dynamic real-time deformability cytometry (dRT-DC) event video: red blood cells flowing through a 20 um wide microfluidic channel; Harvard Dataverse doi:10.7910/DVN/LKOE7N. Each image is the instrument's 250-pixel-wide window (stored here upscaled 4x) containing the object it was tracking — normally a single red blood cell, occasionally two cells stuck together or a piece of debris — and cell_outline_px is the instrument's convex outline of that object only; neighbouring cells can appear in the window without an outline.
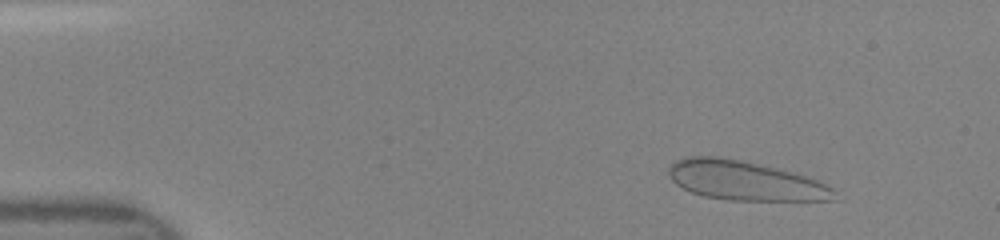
{"species": "human", "species_latin": "Homo sapiens", "temperature_condition": "room temperature", "stored_images_in_passage": 39, "camera_frame_rate_fps": 3000, "um_per_image_px": 0.085, "donor": {"sex": "female"}, "frame": {"image": 1, "passage_image": 5, "time_ms": 1.333, "image_size_px": [1000, 240], "cell_outline_px": [[836, 200], [728, 200], [704, 196], [692, 192], [676, 184], [668, 176], [668, 168], [676, 160], [688, 156], [716, 156], [740, 160], [776, 168], [792, 172], [820, 180], [832, 188], [836, 192]], "centroid_in_image_um": [63.32, 15.35], "position_along_channel_um": 21.7, "area_um2": 37.86}}
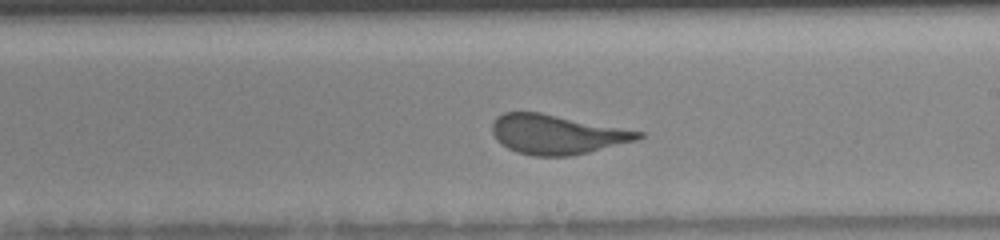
{"frame": {"image": 2, "passage_image": 27, "time_ms": 8.667, "image_size_px": [1000, 240], "cell_outline_px": [[644, 136], [636, 140], [572, 156], [532, 156], [516, 152], [508, 148], [496, 140], [492, 132], [492, 120], [496, 116], [504, 112], [540, 112], [644, 132]], "centroid_in_image_um": [47.28, 11.42], "position_along_channel_um": 241.7, "area_um2": 33.58}}
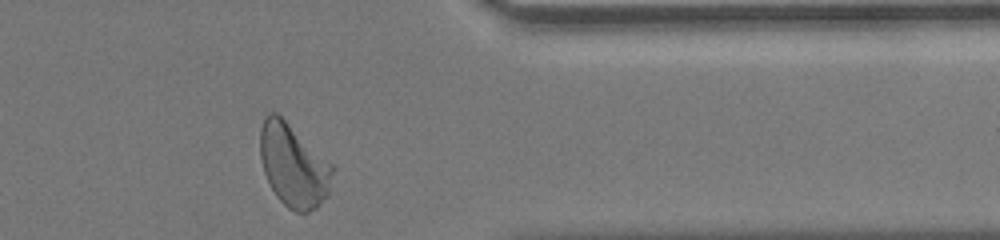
{"frame": {"image": 3, "passage_image": 38, "time_ms": 12.333, "image_size_px": [1000, 240], "cell_outline_px": [[332, 172], [328, 196], [316, 208], [308, 212], [296, 212], [288, 208], [276, 196], [264, 172], [260, 156], [260, 128], [264, 116], [268, 112], [276, 112], [332, 164]], "centroid_in_image_um": [24.92, 14.07], "position_along_channel_um": 386.5, "area_um2": 34.56}}